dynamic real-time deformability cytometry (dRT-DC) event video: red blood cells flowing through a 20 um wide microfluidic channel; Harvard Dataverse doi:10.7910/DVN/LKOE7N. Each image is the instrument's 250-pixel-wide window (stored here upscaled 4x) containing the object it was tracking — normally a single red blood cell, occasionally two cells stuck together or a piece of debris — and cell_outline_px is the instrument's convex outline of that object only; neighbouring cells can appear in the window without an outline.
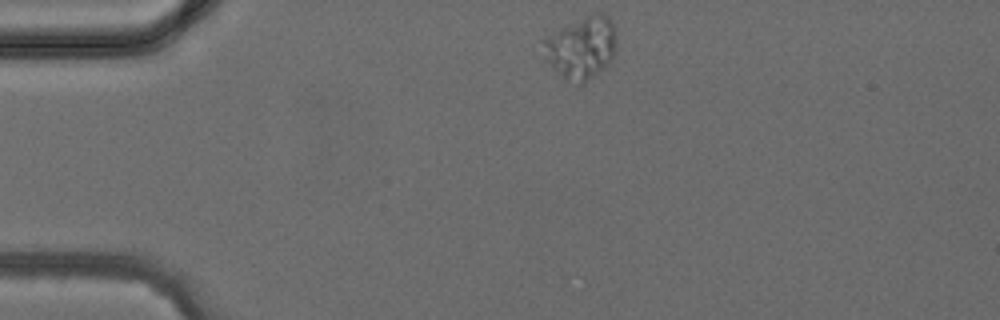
{"species": "common noctule bat (a hibernating species)", "species_latin": "Nyctalus noctula", "temperature_condition": "cold", "stored_images_in_passage": 1, "camera_frame_rate_fps": 3000, "um_per_image_px": 0.085, "animal": {"sex": "female", "body_mass_g": 24.6, "forearm_length_mm": 56.2}, "frame": {"image": 1, "passage_image": 1, "time_ms": 0.0, "image_size_px": [1000, 320], "cell_outline_px": [[616, 52], [612, 60], [600, 72], [584, 84], [580, 84], [564, 80], [552, 68], [544, 56], [540, 40], [560, 28], [596, 12], [600, 12], [608, 16], [612, 20], [616, 28]], "centroid_in_image_um": [49.42, 4.07], "position_along_channel_um": 35.6, "area_um2": 27.17}}